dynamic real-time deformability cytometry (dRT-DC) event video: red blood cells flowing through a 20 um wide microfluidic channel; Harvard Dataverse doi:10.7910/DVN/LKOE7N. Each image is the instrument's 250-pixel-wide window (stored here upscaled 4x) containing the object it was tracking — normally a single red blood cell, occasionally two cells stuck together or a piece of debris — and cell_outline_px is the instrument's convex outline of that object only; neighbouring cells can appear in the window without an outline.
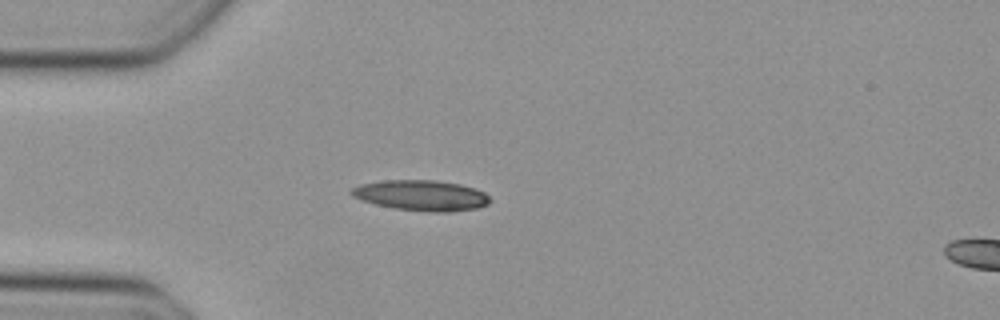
{"species": "Egyptian fruit bat (a non-hibernating species)", "species_latin": "Rousettus aegyptiacus", "temperature_condition": "cold", "stored_images_in_passage": 40, "camera_frame_rate_fps": 3000, "um_per_image_px": 0.085, "animal": {"sex": "female"}, "frame": {"image": 1, "passage_image": 8, "time_ms": 2.333, "image_size_px": [1000, 320], "cell_outline_px": [[492, 200], [488, 204], [476, 208], [444, 212], [432, 212], [396, 208], [376, 204], [352, 196], [348, 192], [352, 188], [360, 184], [384, 180], [436, 180], [460, 184], [476, 188], [484, 192]], "centroid_in_image_um": [35.83, 16.59], "position_along_channel_um": 49.2, "area_um2": 24.51}}
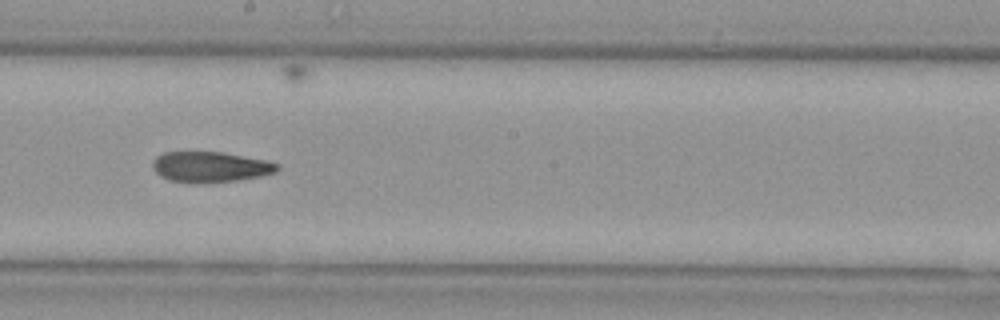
{"frame": {"image": 2, "passage_image": 22, "time_ms": 7.0, "image_size_px": [1000, 320], "cell_outline_px": [[280, 168], [276, 172], [260, 176], [236, 180], [168, 180], [160, 176], [156, 172], [152, 164], [152, 160], [156, 156], [164, 152], [224, 152], [264, 160], [276, 164]], "centroid_in_image_um": [17.86, 14.14], "position_along_channel_um": 230.3, "area_um2": 21.21}}
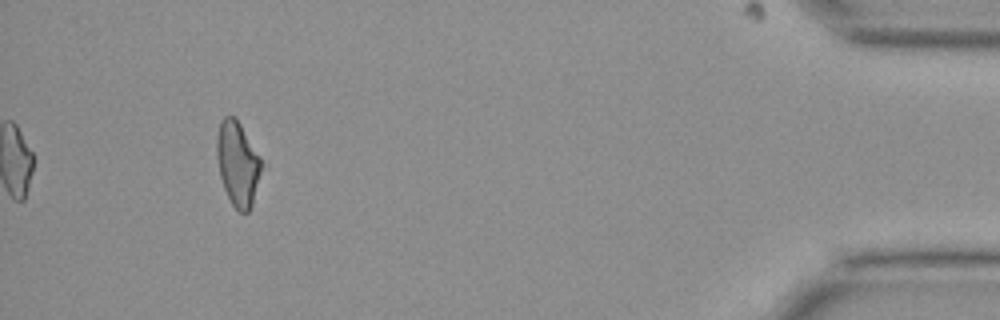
{"frame": {"image": 3, "passage_image": 40, "time_ms": 13.0, "image_size_px": [1000, 320], "cell_outline_px": [[268, 168], [252, 204], [248, 212], [240, 212], [232, 204], [224, 188], [220, 176], [216, 156], [216, 136], [220, 120], [224, 116], [236, 116], [268, 164]], "centroid_in_image_um": [20.31, 13.88], "position_along_channel_um": 414.9, "area_um2": 23.64}}